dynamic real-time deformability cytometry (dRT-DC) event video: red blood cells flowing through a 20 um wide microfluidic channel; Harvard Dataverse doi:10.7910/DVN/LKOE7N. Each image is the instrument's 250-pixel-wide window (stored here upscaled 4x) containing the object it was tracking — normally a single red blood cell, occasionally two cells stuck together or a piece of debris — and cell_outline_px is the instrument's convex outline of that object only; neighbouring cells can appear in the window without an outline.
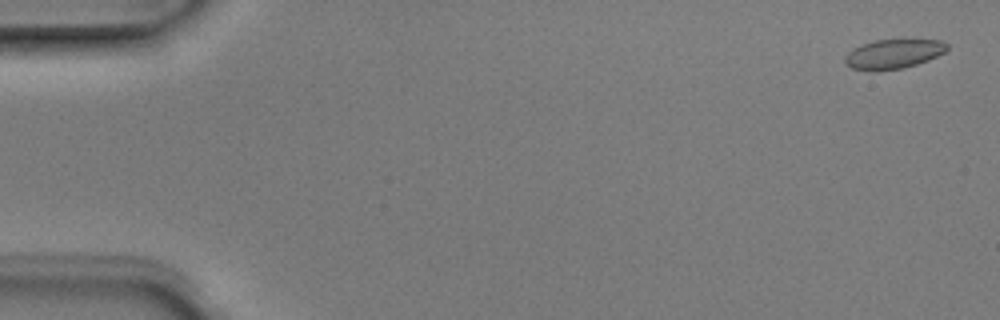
{"species": "Egyptian fruit bat (a non-hibernating species)", "species_latin": "Rousettus aegyptiacus", "temperature_condition": "room temperature", "stored_images_in_passage": 5, "camera_frame_rate_fps": 3000, "um_per_image_px": 0.085, "animal": {"sex": "male"}, "frame": {"image": 1, "passage_image": 1, "time_ms": 0.0, "image_size_px": [1000, 320], "cell_outline_px": [[948, 48], [944, 52], [928, 60], [904, 68], [880, 72], [872, 72], [852, 68], [844, 64], [844, 56], [852, 48], [876, 40], [904, 36], [940, 40], [948, 44]], "centroid_in_image_um": [75.94, 4.55], "position_along_channel_um": 9.1, "area_um2": 18.61}}
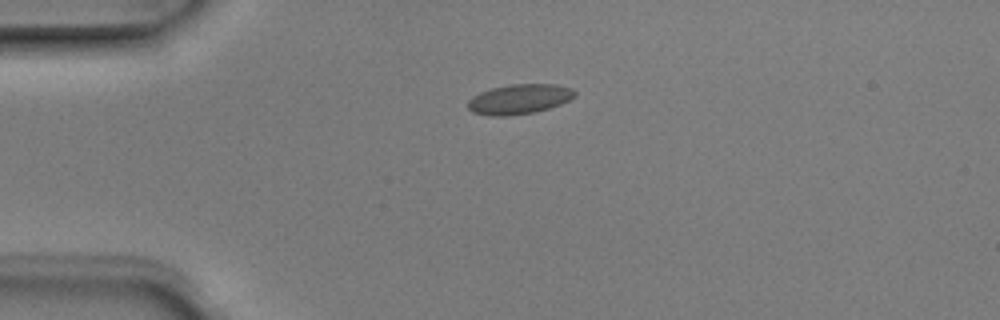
{"frame": {"image": 2, "passage_image": 4, "time_ms": 1.0, "image_size_px": [1000, 320], "cell_outline_px": [[576, 96], [560, 104], [548, 108], [532, 112], [508, 116], [492, 116], [472, 112], [468, 108], [468, 100], [472, 96], [480, 92], [492, 88], [512, 84], [556, 84], [572, 88], [576, 92]], "centroid_in_image_um": [44.13, 8.42], "position_along_channel_um": 40.9, "area_um2": 18.55}}